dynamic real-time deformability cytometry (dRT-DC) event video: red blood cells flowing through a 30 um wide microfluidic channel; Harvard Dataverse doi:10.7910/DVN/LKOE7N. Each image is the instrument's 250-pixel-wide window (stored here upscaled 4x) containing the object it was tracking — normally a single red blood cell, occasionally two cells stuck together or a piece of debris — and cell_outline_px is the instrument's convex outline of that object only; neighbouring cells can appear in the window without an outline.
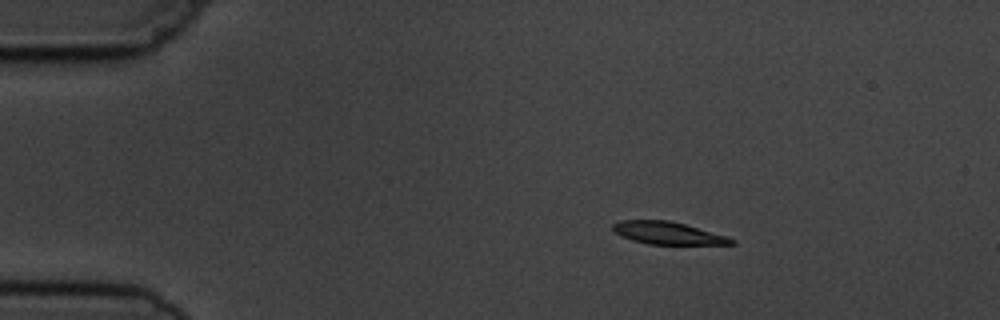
{"species": "common noctule bat (a hibernating species)", "species_latin": "Nyctalus noctula", "temperature_condition": "cold", "stored_images_in_passage": 4, "camera_frame_rate_fps": 3000, "um_per_image_px": 0.085, "animal": {"sex": "male", "body_mass_g": 19.5, "forearm_length_mm": 54.6}, "frame": {"image": 1, "passage_image": 2, "time_ms": 1.333, "image_size_px": [1000, 320], "cell_outline_px": [[736, 244], [648, 244], [632, 240], [620, 236], [612, 228], [612, 224], [620, 220], [668, 220], [684, 224], [728, 236], [736, 240]], "centroid_in_image_um": [56.76, 19.81], "position_along_channel_um": 28.2, "area_um2": 15.49}}